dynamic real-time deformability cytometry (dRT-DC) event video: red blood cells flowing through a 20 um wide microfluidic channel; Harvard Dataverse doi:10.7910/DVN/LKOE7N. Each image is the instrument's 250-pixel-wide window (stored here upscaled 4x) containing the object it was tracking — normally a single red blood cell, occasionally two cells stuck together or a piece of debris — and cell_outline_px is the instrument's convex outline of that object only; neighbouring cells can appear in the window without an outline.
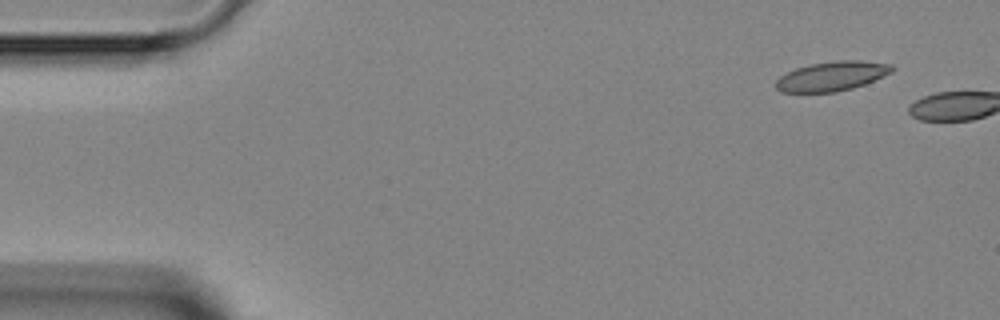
{"species": "Egyptian fruit bat (a non-hibernating species)", "species_latin": "Rousettus aegyptiacus", "temperature_condition": "room temperature", "stored_images_in_passage": 3, "camera_frame_rate_fps": 3000, "um_per_image_px": 0.085, "animal": {"sex": "female"}, "frame": {"image": 1, "passage_image": 3, "time_ms": 2.333, "image_size_px": [1000, 320], "cell_outline_px": [[896, 68], [892, 72], [864, 84], [852, 88], [836, 92], [780, 92], [776, 88], [776, 80], [780, 76], [796, 68], [808, 64], [836, 60], [860, 60], [892, 64]], "centroid_in_image_um": [70.72, 6.46], "position_along_channel_um": 14.3, "area_um2": 20.0}}